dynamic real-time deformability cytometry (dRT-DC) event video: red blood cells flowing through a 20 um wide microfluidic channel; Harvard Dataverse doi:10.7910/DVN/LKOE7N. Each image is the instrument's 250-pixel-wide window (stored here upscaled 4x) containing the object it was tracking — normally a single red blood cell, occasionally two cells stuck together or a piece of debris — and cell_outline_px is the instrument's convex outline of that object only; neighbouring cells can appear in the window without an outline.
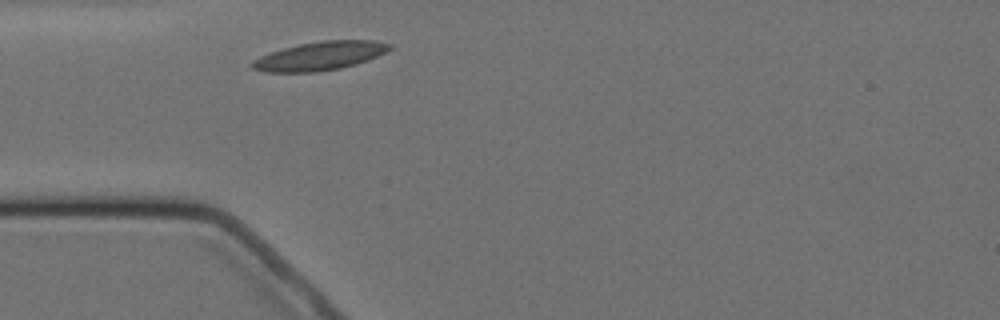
{"species": "Egyptian fruit bat (a non-hibernating species)", "species_latin": "Rousettus aegyptiacus", "temperature_condition": "cold", "stored_images_in_passage": 1, "camera_frame_rate_fps": 3000, "um_per_image_px": 0.085, "animal": {"sex": "female"}, "frame": {"image": 1, "passage_image": 1, "time_ms": 0.0, "image_size_px": [1000, 320], "cell_outline_px": [[392, 48], [376, 56], [340, 68], [316, 72], [264, 72], [252, 68], [248, 64], [252, 60], [260, 56], [284, 48], [300, 44], [320, 40], [376, 40], [392, 44]], "centroid_in_image_um": [27.14, 4.75], "position_along_channel_um": 57.9, "area_um2": 22.72}}